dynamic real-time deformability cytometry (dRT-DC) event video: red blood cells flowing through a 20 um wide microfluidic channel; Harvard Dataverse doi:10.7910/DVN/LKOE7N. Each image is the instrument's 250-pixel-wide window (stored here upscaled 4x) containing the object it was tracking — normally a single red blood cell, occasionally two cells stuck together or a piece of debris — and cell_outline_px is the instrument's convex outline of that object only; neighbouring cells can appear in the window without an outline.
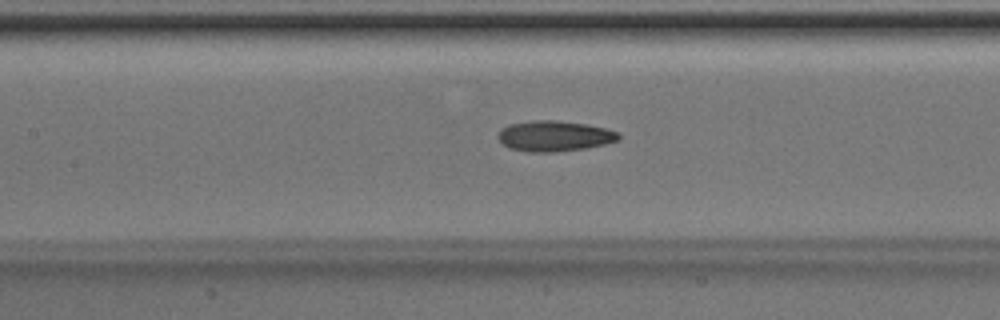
{"species": "Egyptian fruit bat (a non-hibernating species)", "species_latin": "Rousettus aegyptiacus", "temperature_condition": "room temperature", "stored_images_in_passage": 45, "camera_frame_rate_fps": 3000, "um_per_image_px": 0.085, "animal": {"sex": "male"}, "frame": {"image": 1, "passage_image": 21, "time_ms": 6.667, "image_size_px": [1000, 320], "cell_outline_px": [[620, 140], [604, 144], [584, 148], [552, 152], [528, 152], [512, 148], [504, 144], [496, 136], [500, 128], [508, 124], [532, 120], [556, 120], [584, 124], [604, 128], [620, 132]], "centroid_in_image_um": [47.1, 11.55], "position_along_channel_um": 160.3, "area_um2": 21.44}}
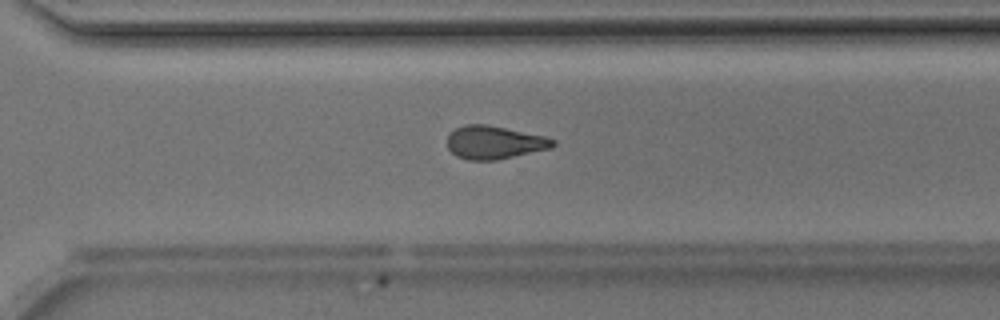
{"frame": {"image": 2, "passage_image": 33, "time_ms": 10.667, "image_size_px": [1000, 320], "cell_outline_px": [[556, 144], [552, 148], [496, 160], [468, 160], [456, 156], [448, 148], [448, 136], [456, 128], [464, 124], [488, 124], [544, 136], [556, 140]], "centroid_in_image_um": [42.03, 12.1], "position_along_channel_um": 328.6, "area_um2": 20.4}}
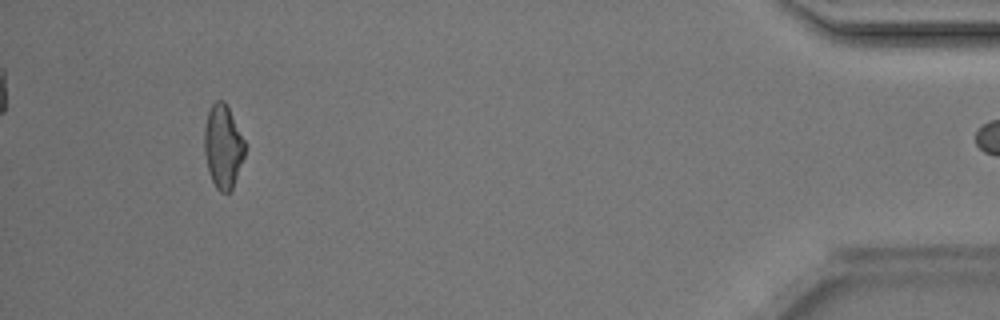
{"frame": {"image": 3, "passage_image": 44, "time_ms": 14.333, "image_size_px": [1000, 320], "cell_outline_px": [[244, 156], [232, 188], [228, 192], [220, 192], [216, 188], [212, 180], [208, 168], [204, 152], [204, 128], [208, 112], [212, 104], [216, 100], [224, 100], [244, 140]], "centroid_in_image_um": [18.93, 12.44], "position_along_channel_um": 416.3, "area_um2": 19.31}}